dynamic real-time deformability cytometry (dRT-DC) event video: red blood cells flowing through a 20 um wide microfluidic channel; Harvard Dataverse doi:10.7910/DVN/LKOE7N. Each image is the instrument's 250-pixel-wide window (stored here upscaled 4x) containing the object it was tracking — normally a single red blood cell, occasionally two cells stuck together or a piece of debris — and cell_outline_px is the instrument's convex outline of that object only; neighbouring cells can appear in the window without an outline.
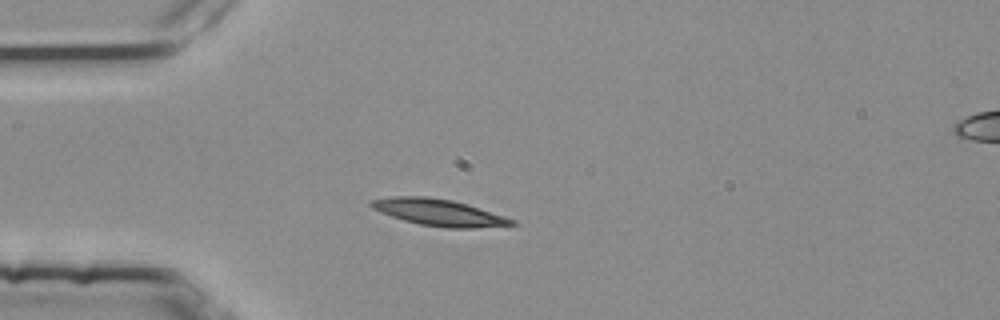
{"species": "common noctule bat (a hibernating species)", "species_latin": "Nyctalus noctula", "temperature_condition": "room temperature", "stored_images_in_passage": 2, "segment_of_instrument_passage": [1, 2], "camera_frame_rate_fps": 3000, "um_per_image_px": 0.085, "animal": {"sex": "female", "body_mass_g": 25.1}, "frame": {"image": 1, "passage_image": 1, "time_ms": 0.0, "image_size_px": [1000, 320], "cell_outline_px": [[516, 224], [472, 228], [448, 228], [420, 224], [404, 220], [380, 212], [372, 208], [368, 204], [368, 200], [392, 196], [424, 196], [452, 200], [468, 204], [516, 220]], "centroid_in_image_um": [37.26, 18.04], "position_along_channel_um": 47.7, "area_um2": 21.73}}